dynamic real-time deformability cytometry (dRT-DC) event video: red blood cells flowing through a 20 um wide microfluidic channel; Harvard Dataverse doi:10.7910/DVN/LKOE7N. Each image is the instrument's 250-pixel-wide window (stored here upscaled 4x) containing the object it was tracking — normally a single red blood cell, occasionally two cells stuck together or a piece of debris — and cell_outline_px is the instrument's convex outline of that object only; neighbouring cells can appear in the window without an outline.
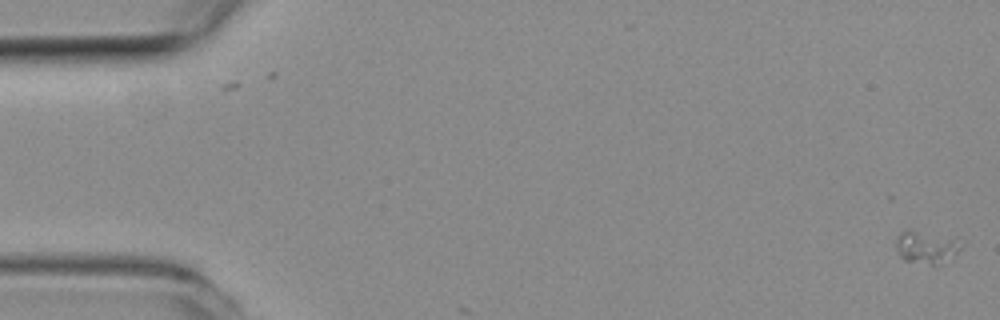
{"species": "common noctule bat (a hibernating species)", "species_latin": "Nyctalus noctula", "temperature_condition": "room temperature", "stored_images_in_passage": 24, "camera_frame_rate_fps": 3000, "um_per_image_px": 0.085, "animal": {"sex": "female", "body_mass_g": 19.3, "forearm_length_mm": 54.1}, "frame": {"image": 1, "passage_image": 1, "time_ms": 0.0, "image_size_px": [1000, 320], "cell_outline_px": [[964, 244], [956, 252], [936, 268], [904, 260], [900, 256], [896, 248], [896, 236], [900, 232], [908, 228], [952, 240]], "centroid_in_image_um": [78.64, 21.06], "position_along_channel_um": 6.4, "area_um2": 12.25}}
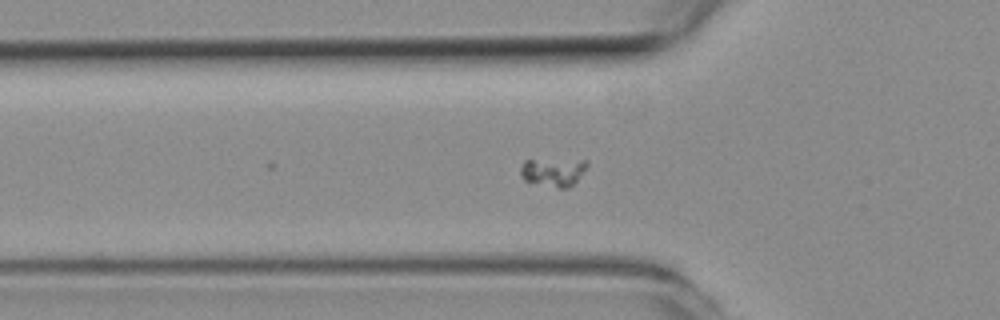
{"frame": {"image": 2, "passage_image": 18, "time_ms": 5.667, "image_size_px": [1000, 320], "cell_outline_px": [[588, 164], [576, 180], [568, 188], [560, 188], [524, 180], [520, 176], [520, 168], [524, 160], [588, 160]], "centroid_in_image_um": [46.99, 14.61], "position_along_channel_um": 78.8, "area_um2": 10.69}}
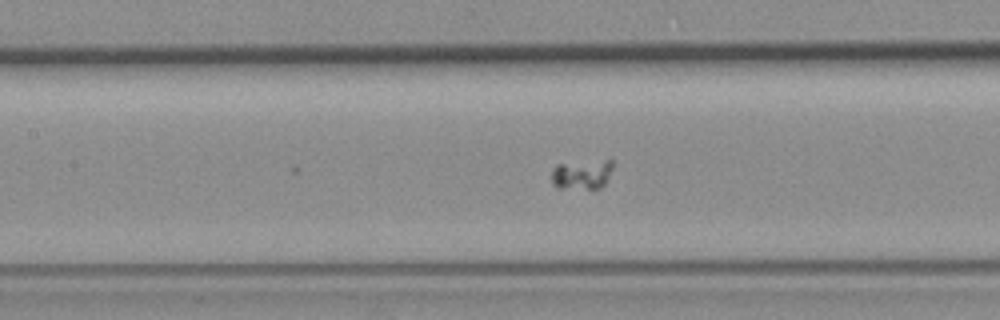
{"frame": {"image": 3, "passage_image": 24, "time_ms": 7.667, "image_size_px": [1000, 320], "cell_outline_px": [[612, 168], [604, 184], [600, 188], [592, 192], [556, 188], [552, 184], [552, 168], [556, 164], [612, 156]], "centroid_in_image_um": [49.49, 14.82], "position_along_channel_um": 157.9, "area_um2": 11.79}}